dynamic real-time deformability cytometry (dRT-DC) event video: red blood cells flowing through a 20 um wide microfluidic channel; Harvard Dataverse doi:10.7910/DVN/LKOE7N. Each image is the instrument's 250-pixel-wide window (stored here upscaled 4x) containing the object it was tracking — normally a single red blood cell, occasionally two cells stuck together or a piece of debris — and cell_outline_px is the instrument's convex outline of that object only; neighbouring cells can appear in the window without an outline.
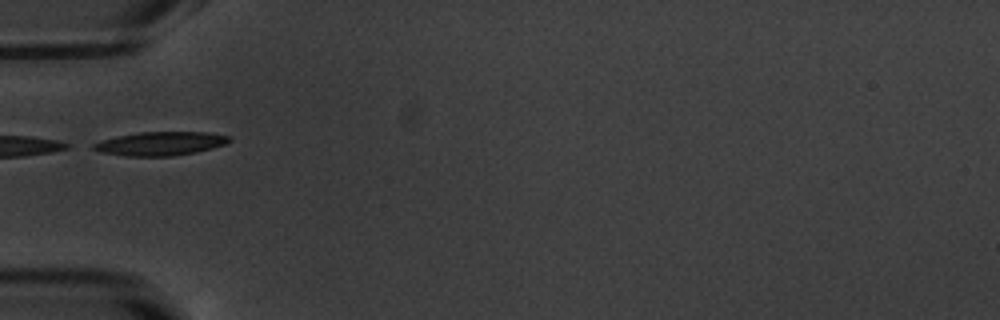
{"species": "common noctule bat (a hibernating species)", "species_latin": "Nyctalus noctula", "temperature_condition": "warm", "stored_images_in_passage": 9, "camera_frame_rate_fps": 3000, "um_per_image_px": 0.085, "animal": {"sex": "male", "body_mass_g": 20.1, "forearm_length_mm": 53.5}, "frame": {"image": 1, "passage_image": 1, "time_ms": 0.0, "image_size_px": [1000, 320], "cell_outline_px": [[232, 140], [224, 144], [212, 148], [196, 152], [172, 156], [124, 156], [100, 152], [92, 148], [92, 144], [104, 140], [120, 136], [140, 132], [208, 132], [232, 136]], "centroid_in_image_um": [13.68, 12.2], "position_along_channel_um": 71.3, "area_um2": 18.67}}
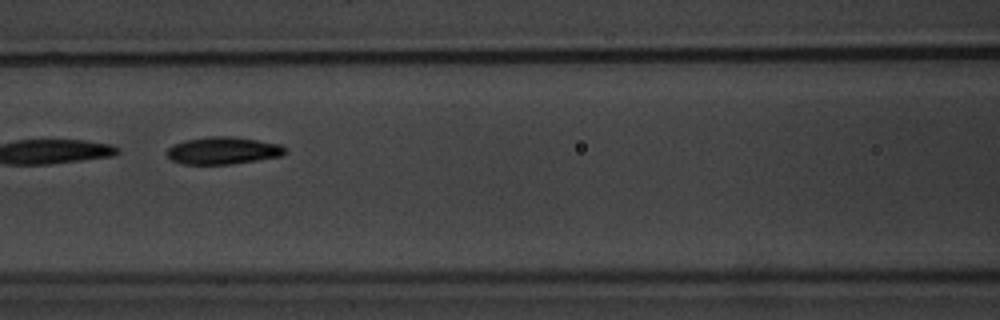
{"frame": {"image": 2, "passage_image": 7, "time_ms": 2.0, "image_size_px": [1000, 320], "cell_outline_px": [[288, 152], [284, 156], [232, 164], [184, 164], [172, 160], [168, 156], [168, 148], [172, 144], [184, 140], [212, 136], [232, 136], [280, 144]], "centroid_in_image_um": [18.98, 12.8], "position_along_channel_um": 147.6, "area_um2": 18.84}}